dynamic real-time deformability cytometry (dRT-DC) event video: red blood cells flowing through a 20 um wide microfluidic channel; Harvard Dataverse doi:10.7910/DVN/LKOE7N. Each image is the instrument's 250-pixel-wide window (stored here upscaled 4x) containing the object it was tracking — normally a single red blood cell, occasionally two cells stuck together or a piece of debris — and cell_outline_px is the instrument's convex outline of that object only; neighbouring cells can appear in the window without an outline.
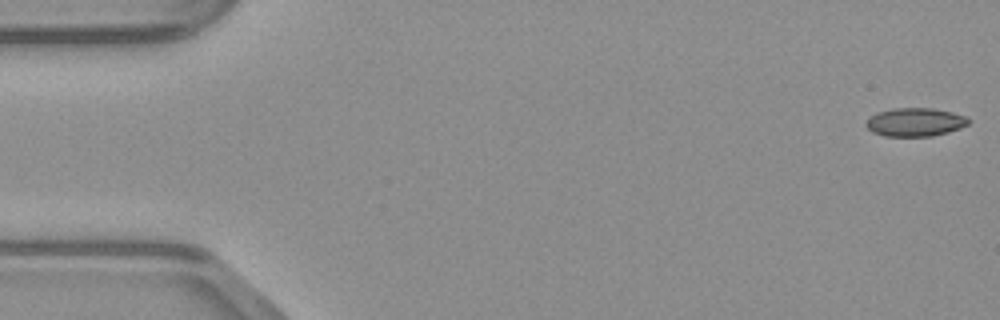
{"species": "common noctule bat (a hibernating species)", "species_latin": "Nyctalus noctula", "temperature_condition": "warm", "stored_images_in_passage": 48, "camera_frame_rate_fps": 3000, "um_per_image_px": 0.085, "animal": {"sex": "male", "body_mass_g": 23.1, "forearm_length_mm": 52.7}, "frame": {"image": 1, "passage_image": 1, "time_ms": 0.0, "image_size_px": [1000, 320], "cell_outline_px": [[972, 120], [968, 124], [960, 128], [948, 132], [932, 136], [884, 136], [872, 132], [864, 124], [868, 116], [876, 112], [892, 108], [932, 108], [952, 112], [968, 116]], "centroid_in_image_um": [77.77, 10.37], "position_along_channel_um": 7.2, "area_um2": 17.28}}
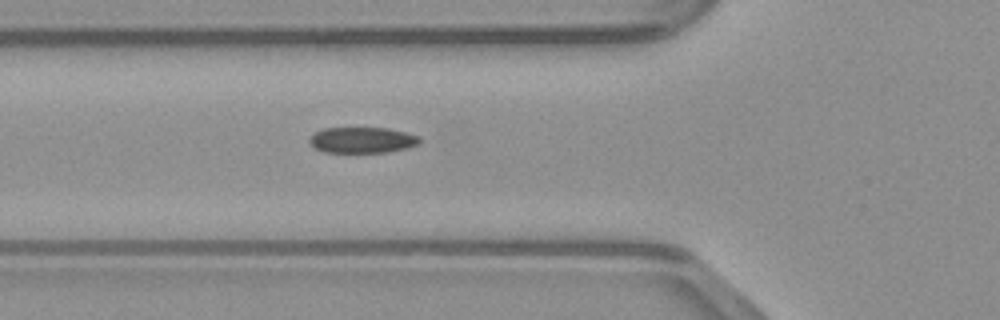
{"frame": {"image": 2, "passage_image": 17, "time_ms": 5.333, "image_size_px": [1000, 320], "cell_outline_px": [[420, 144], [388, 152], [324, 152], [312, 148], [308, 140], [316, 132], [324, 128], [388, 128], [420, 136]], "centroid_in_image_um": [30.77, 11.91], "position_along_channel_um": 95.0, "area_um2": 16.59}}
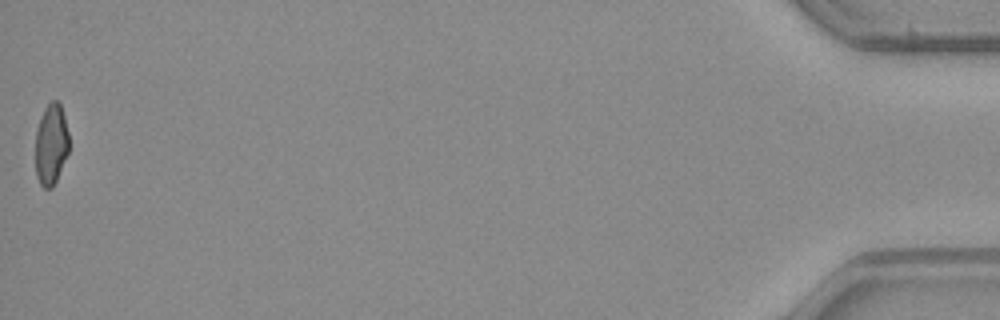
{"frame": {"image": 3, "passage_image": 48, "time_ms": 15.667, "image_size_px": [1000, 320], "cell_outline_px": [[68, 152], [56, 180], [52, 188], [44, 188], [40, 184], [36, 176], [36, 128], [44, 108], [52, 100], [56, 100], [60, 104], [64, 116], [68, 132]], "centroid_in_image_um": [4.33, 12.26], "position_along_channel_um": 430.9, "area_um2": 15.72}}